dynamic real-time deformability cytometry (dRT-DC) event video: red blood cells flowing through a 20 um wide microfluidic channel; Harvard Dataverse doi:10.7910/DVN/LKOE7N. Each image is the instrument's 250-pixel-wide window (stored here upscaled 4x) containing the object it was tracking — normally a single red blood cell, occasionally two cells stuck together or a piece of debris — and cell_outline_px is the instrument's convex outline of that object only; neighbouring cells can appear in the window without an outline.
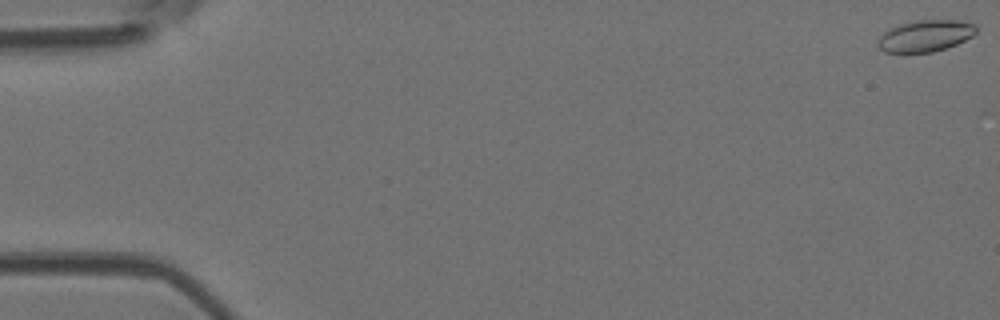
{"species": "Egyptian fruit bat (a non-hibernating species)", "species_latin": "Rousettus aegyptiacus", "temperature_condition": "room temperature", "stored_images_in_passage": 8, "camera_frame_rate_fps": 3000, "um_per_image_px": 0.085, "animal": {"sex": "female"}, "frame": {"image": 1, "passage_image": 1, "time_ms": 0.0, "image_size_px": [1000, 320], "cell_outline_px": [[976, 32], [972, 36], [956, 44], [932, 52], [904, 56], [884, 52], [876, 44], [880, 36], [888, 28], [900, 24], [920, 20], [960, 20], [976, 24]], "centroid_in_image_um": [78.59, 3.09], "position_along_channel_um": 6.4, "area_um2": 18.67}}
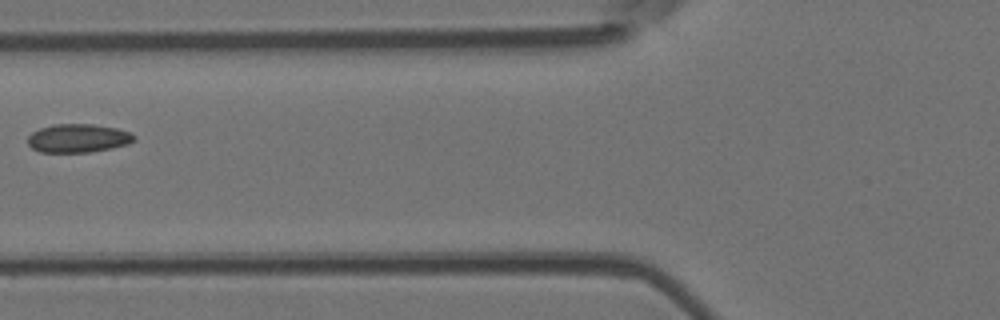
{"frame": {"image": 2, "passage_image": 7, "time_ms": 7.0, "image_size_px": [1000, 320], "cell_outline_px": [[136, 140], [128, 144], [112, 148], [88, 152], [40, 152], [32, 148], [28, 144], [28, 136], [32, 132], [40, 128], [52, 124], [92, 124], [116, 128], [132, 132], [136, 136]], "centroid_in_image_um": [6.66, 11.74], "position_along_channel_um": 119.1, "area_um2": 17.8}}
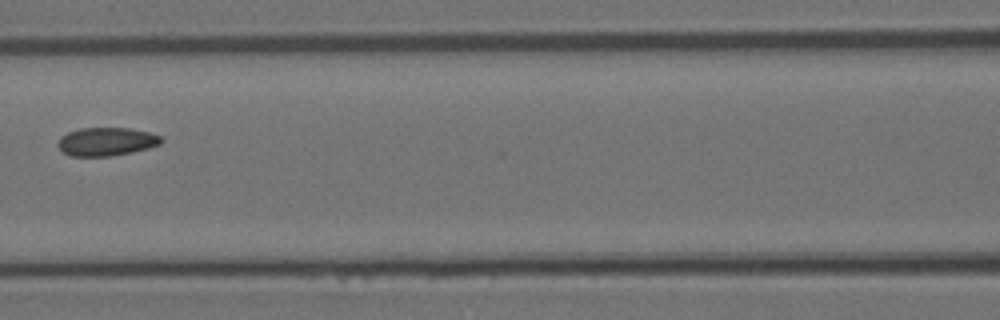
{"frame": {"image": 3, "passage_image": 8, "time_ms": 8.0, "image_size_px": [1000, 320], "cell_outline_px": [[164, 140], [160, 144], [148, 148], [132, 152], [112, 156], [68, 156], [56, 144], [60, 136], [68, 132], [80, 128], [128, 128], [148, 132], [160, 136]], "centroid_in_image_um": [9.02, 12.04], "position_along_channel_um": 157.6, "area_um2": 17.11}}